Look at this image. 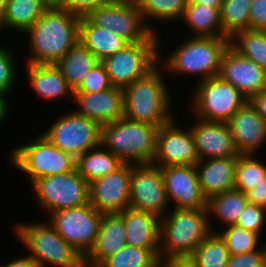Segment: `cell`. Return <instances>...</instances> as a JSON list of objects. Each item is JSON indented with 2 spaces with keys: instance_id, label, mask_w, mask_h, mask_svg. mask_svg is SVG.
<instances>
[{
  "instance_id": "4fadbf2b",
  "label": "cell",
  "mask_w": 266,
  "mask_h": 267,
  "mask_svg": "<svg viewBox=\"0 0 266 267\" xmlns=\"http://www.w3.org/2000/svg\"><path fill=\"white\" fill-rule=\"evenodd\" d=\"M42 135L75 158L101 145V125L75 111L58 118Z\"/></svg>"
},
{
  "instance_id": "484cf974",
  "label": "cell",
  "mask_w": 266,
  "mask_h": 267,
  "mask_svg": "<svg viewBox=\"0 0 266 267\" xmlns=\"http://www.w3.org/2000/svg\"><path fill=\"white\" fill-rule=\"evenodd\" d=\"M100 61L116 54L129 43L109 30L95 26L86 16L80 18V41Z\"/></svg>"
},
{
  "instance_id": "5bb4252c",
  "label": "cell",
  "mask_w": 266,
  "mask_h": 267,
  "mask_svg": "<svg viewBox=\"0 0 266 267\" xmlns=\"http://www.w3.org/2000/svg\"><path fill=\"white\" fill-rule=\"evenodd\" d=\"M169 205L161 167L152 163H131L129 208L150 212L162 218Z\"/></svg>"
},
{
  "instance_id": "74e56055",
  "label": "cell",
  "mask_w": 266,
  "mask_h": 267,
  "mask_svg": "<svg viewBox=\"0 0 266 267\" xmlns=\"http://www.w3.org/2000/svg\"><path fill=\"white\" fill-rule=\"evenodd\" d=\"M218 233L224 239L230 255L249 253L258 250L259 234L237 224L224 227Z\"/></svg>"
},
{
  "instance_id": "836d02e7",
  "label": "cell",
  "mask_w": 266,
  "mask_h": 267,
  "mask_svg": "<svg viewBox=\"0 0 266 267\" xmlns=\"http://www.w3.org/2000/svg\"><path fill=\"white\" fill-rule=\"evenodd\" d=\"M159 259L160 249H143L126 244L101 264L104 267H157Z\"/></svg>"
},
{
  "instance_id": "7dc6e473",
  "label": "cell",
  "mask_w": 266,
  "mask_h": 267,
  "mask_svg": "<svg viewBox=\"0 0 266 267\" xmlns=\"http://www.w3.org/2000/svg\"><path fill=\"white\" fill-rule=\"evenodd\" d=\"M157 267H195L189 259L160 258Z\"/></svg>"
},
{
  "instance_id": "f35d334b",
  "label": "cell",
  "mask_w": 266,
  "mask_h": 267,
  "mask_svg": "<svg viewBox=\"0 0 266 267\" xmlns=\"http://www.w3.org/2000/svg\"><path fill=\"white\" fill-rule=\"evenodd\" d=\"M112 84L106 72L104 64L100 61L95 65L81 84L74 90V93L101 92L111 88Z\"/></svg>"
},
{
  "instance_id": "9a60e30c",
  "label": "cell",
  "mask_w": 266,
  "mask_h": 267,
  "mask_svg": "<svg viewBox=\"0 0 266 267\" xmlns=\"http://www.w3.org/2000/svg\"><path fill=\"white\" fill-rule=\"evenodd\" d=\"M131 163L89 183L90 203L102 214L122 213L130 206Z\"/></svg>"
},
{
  "instance_id": "6da1fadb",
  "label": "cell",
  "mask_w": 266,
  "mask_h": 267,
  "mask_svg": "<svg viewBox=\"0 0 266 267\" xmlns=\"http://www.w3.org/2000/svg\"><path fill=\"white\" fill-rule=\"evenodd\" d=\"M80 15L47 9L26 31L31 57L27 64H56L80 41Z\"/></svg>"
},
{
  "instance_id": "5b68a950",
  "label": "cell",
  "mask_w": 266,
  "mask_h": 267,
  "mask_svg": "<svg viewBox=\"0 0 266 267\" xmlns=\"http://www.w3.org/2000/svg\"><path fill=\"white\" fill-rule=\"evenodd\" d=\"M229 45V37L192 36L160 64L168 72L200 74L202 82L219 76L222 56Z\"/></svg>"
},
{
  "instance_id": "44dd1931",
  "label": "cell",
  "mask_w": 266,
  "mask_h": 267,
  "mask_svg": "<svg viewBox=\"0 0 266 267\" xmlns=\"http://www.w3.org/2000/svg\"><path fill=\"white\" fill-rule=\"evenodd\" d=\"M79 115L97 121L101 126L124 117V91L122 88H108L101 92L73 93Z\"/></svg>"
},
{
  "instance_id": "e0dca14e",
  "label": "cell",
  "mask_w": 266,
  "mask_h": 267,
  "mask_svg": "<svg viewBox=\"0 0 266 267\" xmlns=\"http://www.w3.org/2000/svg\"><path fill=\"white\" fill-rule=\"evenodd\" d=\"M161 171L169 203L175 202L172 208L207 209L195 165H171Z\"/></svg>"
},
{
  "instance_id": "4316f807",
  "label": "cell",
  "mask_w": 266,
  "mask_h": 267,
  "mask_svg": "<svg viewBox=\"0 0 266 267\" xmlns=\"http://www.w3.org/2000/svg\"><path fill=\"white\" fill-rule=\"evenodd\" d=\"M100 60L81 42H78L55 65L61 70L69 86L75 90Z\"/></svg>"
},
{
  "instance_id": "83f0119b",
  "label": "cell",
  "mask_w": 266,
  "mask_h": 267,
  "mask_svg": "<svg viewBox=\"0 0 266 267\" xmlns=\"http://www.w3.org/2000/svg\"><path fill=\"white\" fill-rule=\"evenodd\" d=\"M100 146L76 158V169L88 183L114 172L123 164L115 154L102 147V144Z\"/></svg>"
},
{
  "instance_id": "7bdbcfd3",
  "label": "cell",
  "mask_w": 266,
  "mask_h": 267,
  "mask_svg": "<svg viewBox=\"0 0 266 267\" xmlns=\"http://www.w3.org/2000/svg\"><path fill=\"white\" fill-rule=\"evenodd\" d=\"M249 29L266 30V0H251Z\"/></svg>"
},
{
  "instance_id": "db71d44e",
  "label": "cell",
  "mask_w": 266,
  "mask_h": 267,
  "mask_svg": "<svg viewBox=\"0 0 266 267\" xmlns=\"http://www.w3.org/2000/svg\"><path fill=\"white\" fill-rule=\"evenodd\" d=\"M3 15H4V2L0 0V27L2 26Z\"/></svg>"
},
{
  "instance_id": "cb8c5ba5",
  "label": "cell",
  "mask_w": 266,
  "mask_h": 267,
  "mask_svg": "<svg viewBox=\"0 0 266 267\" xmlns=\"http://www.w3.org/2000/svg\"><path fill=\"white\" fill-rule=\"evenodd\" d=\"M126 244L123 216L120 213L103 214L95 246L86 258L92 262L102 263Z\"/></svg>"
},
{
  "instance_id": "c3c4849f",
  "label": "cell",
  "mask_w": 266,
  "mask_h": 267,
  "mask_svg": "<svg viewBox=\"0 0 266 267\" xmlns=\"http://www.w3.org/2000/svg\"><path fill=\"white\" fill-rule=\"evenodd\" d=\"M0 267H40V265L27 254L24 257L21 256L19 259L9 262L7 265H0Z\"/></svg>"
},
{
  "instance_id": "ffe728a7",
  "label": "cell",
  "mask_w": 266,
  "mask_h": 267,
  "mask_svg": "<svg viewBox=\"0 0 266 267\" xmlns=\"http://www.w3.org/2000/svg\"><path fill=\"white\" fill-rule=\"evenodd\" d=\"M227 125L240 155L255 154L266 140V121L250 101L230 118Z\"/></svg>"
},
{
  "instance_id": "30bf717a",
  "label": "cell",
  "mask_w": 266,
  "mask_h": 267,
  "mask_svg": "<svg viewBox=\"0 0 266 267\" xmlns=\"http://www.w3.org/2000/svg\"><path fill=\"white\" fill-rule=\"evenodd\" d=\"M198 83L191 108L198 119L227 123L249 101L219 76Z\"/></svg>"
},
{
  "instance_id": "d590c367",
  "label": "cell",
  "mask_w": 266,
  "mask_h": 267,
  "mask_svg": "<svg viewBox=\"0 0 266 267\" xmlns=\"http://www.w3.org/2000/svg\"><path fill=\"white\" fill-rule=\"evenodd\" d=\"M251 0H223L220 19L223 32L231 38L236 32L249 29Z\"/></svg>"
},
{
  "instance_id": "f6af8a7d",
  "label": "cell",
  "mask_w": 266,
  "mask_h": 267,
  "mask_svg": "<svg viewBox=\"0 0 266 267\" xmlns=\"http://www.w3.org/2000/svg\"><path fill=\"white\" fill-rule=\"evenodd\" d=\"M246 195L249 203L266 209V176Z\"/></svg>"
},
{
  "instance_id": "d6986e66",
  "label": "cell",
  "mask_w": 266,
  "mask_h": 267,
  "mask_svg": "<svg viewBox=\"0 0 266 267\" xmlns=\"http://www.w3.org/2000/svg\"><path fill=\"white\" fill-rule=\"evenodd\" d=\"M196 119L190 131L199 160L239 157L227 123Z\"/></svg>"
},
{
  "instance_id": "8d00e7d4",
  "label": "cell",
  "mask_w": 266,
  "mask_h": 267,
  "mask_svg": "<svg viewBox=\"0 0 266 267\" xmlns=\"http://www.w3.org/2000/svg\"><path fill=\"white\" fill-rule=\"evenodd\" d=\"M254 156V154L239 155L236 162L235 189L245 194L266 176V165L254 159Z\"/></svg>"
},
{
  "instance_id": "b9f144b4",
  "label": "cell",
  "mask_w": 266,
  "mask_h": 267,
  "mask_svg": "<svg viewBox=\"0 0 266 267\" xmlns=\"http://www.w3.org/2000/svg\"><path fill=\"white\" fill-rule=\"evenodd\" d=\"M227 267H266V246L249 253L230 255Z\"/></svg>"
},
{
  "instance_id": "8fae6325",
  "label": "cell",
  "mask_w": 266,
  "mask_h": 267,
  "mask_svg": "<svg viewBox=\"0 0 266 267\" xmlns=\"http://www.w3.org/2000/svg\"><path fill=\"white\" fill-rule=\"evenodd\" d=\"M86 17L128 43L146 41L154 33L145 23L138 4L129 0H111L91 10Z\"/></svg>"
},
{
  "instance_id": "8992f818",
  "label": "cell",
  "mask_w": 266,
  "mask_h": 267,
  "mask_svg": "<svg viewBox=\"0 0 266 267\" xmlns=\"http://www.w3.org/2000/svg\"><path fill=\"white\" fill-rule=\"evenodd\" d=\"M158 33L146 41L129 43L116 54L107 56L104 64L112 86L124 89L132 82L146 76L160 63Z\"/></svg>"
},
{
  "instance_id": "f907efd6",
  "label": "cell",
  "mask_w": 266,
  "mask_h": 267,
  "mask_svg": "<svg viewBox=\"0 0 266 267\" xmlns=\"http://www.w3.org/2000/svg\"><path fill=\"white\" fill-rule=\"evenodd\" d=\"M223 0H188V3L202 4L213 8L221 9Z\"/></svg>"
},
{
  "instance_id": "ac0fdd59",
  "label": "cell",
  "mask_w": 266,
  "mask_h": 267,
  "mask_svg": "<svg viewBox=\"0 0 266 267\" xmlns=\"http://www.w3.org/2000/svg\"><path fill=\"white\" fill-rule=\"evenodd\" d=\"M219 77L232 84L249 100L266 89V71L230 45L222 56Z\"/></svg>"
},
{
  "instance_id": "d4e9b609",
  "label": "cell",
  "mask_w": 266,
  "mask_h": 267,
  "mask_svg": "<svg viewBox=\"0 0 266 267\" xmlns=\"http://www.w3.org/2000/svg\"><path fill=\"white\" fill-rule=\"evenodd\" d=\"M28 79L40 98L52 101L74 90L69 86L61 70L55 64H27Z\"/></svg>"
},
{
  "instance_id": "603a6c76",
  "label": "cell",
  "mask_w": 266,
  "mask_h": 267,
  "mask_svg": "<svg viewBox=\"0 0 266 267\" xmlns=\"http://www.w3.org/2000/svg\"><path fill=\"white\" fill-rule=\"evenodd\" d=\"M125 222L126 243L143 249H160V218L132 208L120 213Z\"/></svg>"
},
{
  "instance_id": "60d3db41",
  "label": "cell",
  "mask_w": 266,
  "mask_h": 267,
  "mask_svg": "<svg viewBox=\"0 0 266 267\" xmlns=\"http://www.w3.org/2000/svg\"><path fill=\"white\" fill-rule=\"evenodd\" d=\"M0 46V92L4 94L10 93L15 83V66L11 49L6 50Z\"/></svg>"
},
{
  "instance_id": "277c9868",
  "label": "cell",
  "mask_w": 266,
  "mask_h": 267,
  "mask_svg": "<svg viewBox=\"0 0 266 267\" xmlns=\"http://www.w3.org/2000/svg\"><path fill=\"white\" fill-rule=\"evenodd\" d=\"M161 71L156 66L146 76L132 82L124 91V117L160 127L172 119L171 97Z\"/></svg>"
},
{
  "instance_id": "7402d4cb",
  "label": "cell",
  "mask_w": 266,
  "mask_h": 267,
  "mask_svg": "<svg viewBox=\"0 0 266 267\" xmlns=\"http://www.w3.org/2000/svg\"><path fill=\"white\" fill-rule=\"evenodd\" d=\"M238 157L199 160L196 166L199 185L204 197L235 189L236 162Z\"/></svg>"
},
{
  "instance_id": "f546056e",
  "label": "cell",
  "mask_w": 266,
  "mask_h": 267,
  "mask_svg": "<svg viewBox=\"0 0 266 267\" xmlns=\"http://www.w3.org/2000/svg\"><path fill=\"white\" fill-rule=\"evenodd\" d=\"M46 10L43 0H5L2 27L25 33Z\"/></svg>"
},
{
  "instance_id": "1f68e13d",
  "label": "cell",
  "mask_w": 266,
  "mask_h": 267,
  "mask_svg": "<svg viewBox=\"0 0 266 267\" xmlns=\"http://www.w3.org/2000/svg\"><path fill=\"white\" fill-rule=\"evenodd\" d=\"M230 253L218 231H211L189 260L195 267H227Z\"/></svg>"
},
{
  "instance_id": "52a82bcc",
  "label": "cell",
  "mask_w": 266,
  "mask_h": 267,
  "mask_svg": "<svg viewBox=\"0 0 266 267\" xmlns=\"http://www.w3.org/2000/svg\"><path fill=\"white\" fill-rule=\"evenodd\" d=\"M20 241L30 251L29 255L40 265L46 263L58 267H76L82 255L49 223H21L16 225Z\"/></svg>"
},
{
  "instance_id": "2e32d148",
  "label": "cell",
  "mask_w": 266,
  "mask_h": 267,
  "mask_svg": "<svg viewBox=\"0 0 266 267\" xmlns=\"http://www.w3.org/2000/svg\"><path fill=\"white\" fill-rule=\"evenodd\" d=\"M175 120L160 126L157 148L152 164L159 167L171 165H196L199 155L190 129L175 126Z\"/></svg>"
},
{
  "instance_id": "816d5d0a",
  "label": "cell",
  "mask_w": 266,
  "mask_h": 267,
  "mask_svg": "<svg viewBox=\"0 0 266 267\" xmlns=\"http://www.w3.org/2000/svg\"><path fill=\"white\" fill-rule=\"evenodd\" d=\"M5 96H7V94L0 92V122L5 119L4 117L6 116L9 108V103L6 101Z\"/></svg>"
},
{
  "instance_id": "e575fe53",
  "label": "cell",
  "mask_w": 266,
  "mask_h": 267,
  "mask_svg": "<svg viewBox=\"0 0 266 267\" xmlns=\"http://www.w3.org/2000/svg\"><path fill=\"white\" fill-rule=\"evenodd\" d=\"M188 0H139L137 2L147 26L154 32V27L148 23L153 19L157 21L182 19Z\"/></svg>"
},
{
  "instance_id": "7a4b0ae2",
  "label": "cell",
  "mask_w": 266,
  "mask_h": 267,
  "mask_svg": "<svg viewBox=\"0 0 266 267\" xmlns=\"http://www.w3.org/2000/svg\"><path fill=\"white\" fill-rule=\"evenodd\" d=\"M160 218V258L189 259L212 231L207 209H179Z\"/></svg>"
},
{
  "instance_id": "7c38bea8",
  "label": "cell",
  "mask_w": 266,
  "mask_h": 267,
  "mask_svg": "<svg viewBox=\"0 0 266 267\" xmlns=\"http://www.w3.org/2000/svg\"><path fill=\"white\" fill-rule=\"evenodd\" d=\"M49 222L58 234L86 257L94 248L103 214L89 202L80 207L49 214Z\"/></svg>"
},
{
  "instance_id": "ee69618b",
  "label": "cell",
  "mask_w": 266,
  "mask_h": 267,
  "mask_svg": "<svg viewBox=\"0 0 266 267\" xmlns=\"http://www.w3.org/2000/svg\"><path fill=\"white\" fill-rule=\"evenodd\" d=\"M111 0H68V11L86 16L91 10Z\"/></svg>"
},
{
  "instance_id": "9c48e42d",
  "label": "cell",
  "mask_w": 266,
  "mask_h": 267,
  "mask_svg": "<svg viewBox=\"0 0 266 267\" xmlns=\"http://www.w3.org/2000/svg\"><path fill=\"white\" fill-rule=\"evenodd\" d=\"M38 204L48 213L80 207L90 202L89 183L77 169L63 174L39 177L31 183Z\"/></svg>"
},
{
  "instance_id": "3957f363",
  "label": "cell",
  "mask_w": 266,
  "mask_h": 267,
  "mask_svg": "<svg viewBox=\"0 0 266 267\" xmlns=\"http://www.w3.org/2000/svg\"><path fill=\"white\" fill-rule=\"evenodd\" d=\"M159 128L123 117L101 126V144L123 163H152Z\"/></svg>"
},
{
  "instance_id": "ba28073f",
  "label": "cell",
  "mask_w": 266,
  "mask_h": 267,
  "mask_svg": "<svg viewBox=\"0 0 266 267\" xmlns=\"http://www.w3.org/2000/svg\"><path fill=\"white\" fill-rule=\"evenodd\" d=\"M9 159L28 175L32 183L39 177L68 173L76 169V158L59 149L42 134L34 141L13 149Z\"/></svg>"
},
{
  "instance_id": "4dcf8cb0",
  "label": "cell",
  "mask_w": 266,
  "mask_h": 267,
  "mask_svg": "<svg viewBox=\"0 0 266 267\" xmlns=\"http://www.w3.org/2000/svg\"><path fill=\"white\" fill-rule=\"evenodd\" d=\"M247 203L245 193L232 189L210 197L207 200V213L208 216L214 214L226 227L236 224Z\"/></svg>"
},
{
  "instance_id": "681fc988",
  "label": "cell",
  "mask_w": 266,
  "mask_h": 267,
  "mask_svg": "<svg viewBox=\"0 0 266 267\" xmlns=\"http://www.w3.org/2000/svg\"><path fill=\"white\" fill-rule=\"evenodd\" d=\"M47 9H65L68 11V0H43Z\"/></svg>"
},
{
  "instance_id": "f1b7e54d",
  "label": "cell",
  "mask_w": 266,
  "mask_h": 267,
  "mask_svg": "<svg viewBox=\"0 0 266 267\" xmlns=\"http://www.w3.org/2000/svg\"><path fill=\"white\" fill-rule=\"evenodd\" d=\"M184 23L199 37H228L221 25L220 10L202 4L187 3Z\"/></svg>"
},
{
  "instance_id": "bcb514c9",
  "label": "cell",
  "mask_w": 266,
  "mask_h": 267,
  "mask_svg": "<svg viewBox=\"0 0 266 267\" xmlns=\"http://www.w3.org/2000/svg\"><path fill=\"white\" fill-rule=\"evenodd\" d=\"M249 101L255 107L259 115L266 121V89L253 96Z\"/></svg>"
},
{
  "instance_id": "d6a6232c",
  "label": "cell",
  "mask_w": 266,
  "mask_h": 267,
  "mask_svg": "<svg viewBox=\"0 0 266 267\" xmlns=\"http://www.w3.org/2000/svg\"><path fill=\"white\" fill-rule=\"evenodd\" d=\"M230 46L266 71V30L238 31L230 38Z\"/></svg>"
},
{
  "instance_id": "ab89813d",
  "label": "cell",
  "mask_w": 266,
  "mask_h": 267,
  "mask_svg": "<svg viewBox=\"0 0 266 267\" xmlns=\"http://www.w3.org/2000/svg\"><path fill=\"white\" fill-rule=\"evenodd\" d=\"M266 209L256 206L252 203H247L241 212L236 224L260 235L261 229L266 222Z\"/></svg>"
},
{
  "instance_id": "11a10c76",
  "label": "cell",
  "mask_w": 266,
  "mask_h": 267,
  "mask_svg": "<svg viewBox=\"0 0 266 267\" xmlns=\"http://www.w3.org/2000/svg\"><path fill=\"white\" fill-rule=\"evenodd\" d=\"M129 1L137 3L139 0H129Z\"/></svg>"
},
{
  "instance_id": "f5cc1de1",
  "label": "cell",
  "mask_w": 266,
  "mask_h": 267,
  "mask_svg": "<svg viewBox=\"0 0 266 267\" xmlns=\"http://www.w3.org/2000/svg\"><path fill=\"white\" fill-rule=\"evenodd\" d=\"M76 267H104L101 263H96L88 260L86 257H83Z\"/></svg>"
}]
</instances>
